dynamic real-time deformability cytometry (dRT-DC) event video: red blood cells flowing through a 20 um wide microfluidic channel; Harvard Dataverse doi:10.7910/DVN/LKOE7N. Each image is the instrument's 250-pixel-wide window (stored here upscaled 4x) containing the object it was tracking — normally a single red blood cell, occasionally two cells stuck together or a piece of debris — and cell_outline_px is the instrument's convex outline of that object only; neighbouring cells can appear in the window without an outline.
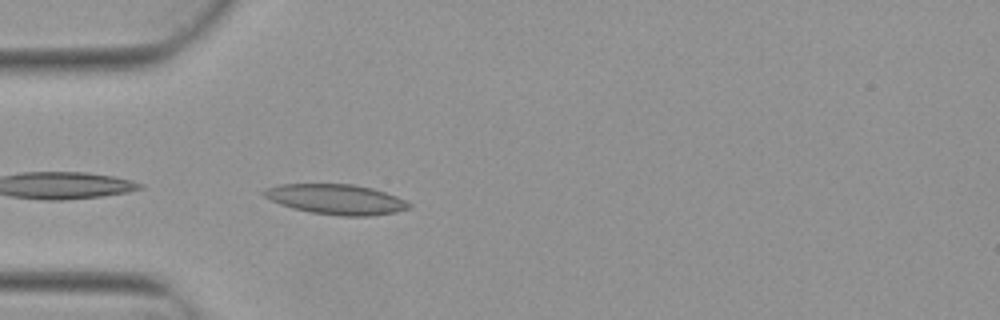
{"species": "Egyptian fruit bat (a non-hibernating species)", "species_latin": "Rousettus aegyptiacus", "temperature_condition": "warm", "stored_images_in_passage": 4, "camera_frame_rate_fps": 3000, "um_per_image_px": 0.085, "animal": {"sex": "female"}, "frame": {"image": 1, "passage_image": 4, "time_ms": 1.0, "image_size_px": [1000, 320], "cell_outline_px": [[412, 208], [396, 212], [368, 216], [344, 216], [312, 212], [292, 208], [280, 204], [264, 196], [260, 192], [264, 188], [280, 184], [352, 184], [372, 188], [396, 196], [412, 204]], "centroid_in_image_um": [28.57, 16.94], "position_along_channel_um": 56.4, "area_um2": 25.43}}